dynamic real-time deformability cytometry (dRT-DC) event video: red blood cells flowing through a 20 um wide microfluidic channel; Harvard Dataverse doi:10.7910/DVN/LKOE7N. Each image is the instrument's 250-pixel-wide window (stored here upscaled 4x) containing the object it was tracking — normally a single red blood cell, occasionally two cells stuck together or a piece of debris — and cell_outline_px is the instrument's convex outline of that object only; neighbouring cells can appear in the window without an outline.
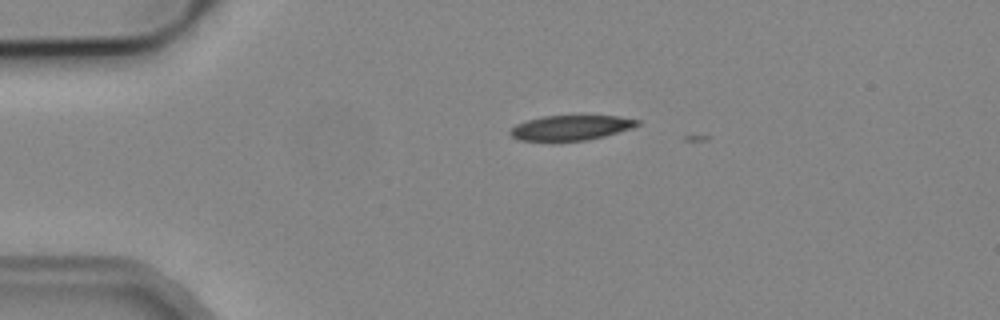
{"species": "common noctule bat (a hibernating species)", "species_latin": "Nyctalus noctula", "temperature_condition": "cold", "stored_images_in_passage": 2, "camera_frame_rate_fps": 3000, "um_per_image_px": 0.085, "animal": {"sex": "male", "body_mass_g": 19.2, "forearm_length_mm": 51.8}, "frame": {"image": 1, "passage_image": 1, "time_ms": 0.0, "image_size_px": [1000, 320], "cell_outline_px": [[640, 124], [632, 128], [604, 136], [588, 140], [552, 144], [520, 140], [512, 136], [508, 132], [516, 124], [528, 120], [544, 116], [616, 116], [640, 120]], "centroid_in_image_um": [48.46, 10.91], "position_along_channel_um": 36.5, "area_um2": 19.13}}